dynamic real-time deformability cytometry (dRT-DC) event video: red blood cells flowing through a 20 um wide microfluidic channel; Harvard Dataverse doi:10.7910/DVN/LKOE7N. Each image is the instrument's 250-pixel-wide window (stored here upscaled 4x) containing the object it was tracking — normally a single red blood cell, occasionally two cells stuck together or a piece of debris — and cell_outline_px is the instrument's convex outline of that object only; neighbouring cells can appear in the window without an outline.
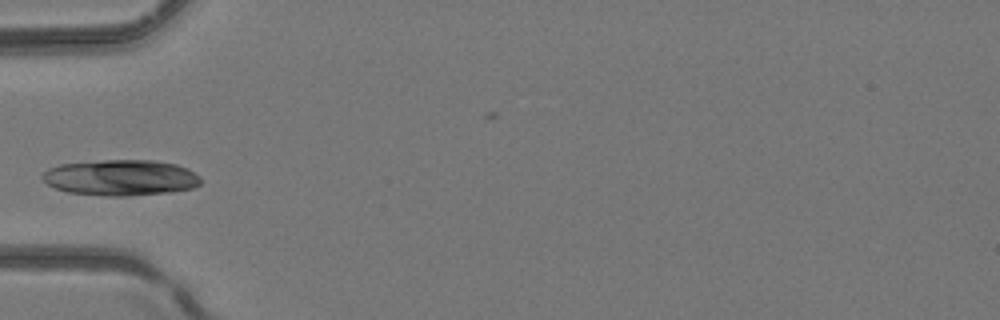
{"species": "common noctule bat (a hibernating species)", "species_latin": "Nyctalus noctula", "temperature_condition": "room temperature", "stored_images_in_passage": 4, "camera_frame_rate_fps": 3000, "um_per_image_px": 0.085, "animal": {"sex": "female", "body_mass_g": 24.6, "forearm_length_mm": 56.2}, "frame": {"image": 1, "passage_image": 3, "time_ms": 0.667, "image_size_px": [1000, 320], "cell_outline_px": [[200, 184], [192, 188], [172, 192], [128, 196], [104, 196], [68, 192], [56, 188], [48, 184], [40, 176], [48, 168], [60, 164], [104, 160], [156, 160], [176, 164], [188, 168], [200, 176]], "centroid_in_image_um": [10.28, 15.1], "position_along_channel_um": 74.7, "area_um2": 33.29}}